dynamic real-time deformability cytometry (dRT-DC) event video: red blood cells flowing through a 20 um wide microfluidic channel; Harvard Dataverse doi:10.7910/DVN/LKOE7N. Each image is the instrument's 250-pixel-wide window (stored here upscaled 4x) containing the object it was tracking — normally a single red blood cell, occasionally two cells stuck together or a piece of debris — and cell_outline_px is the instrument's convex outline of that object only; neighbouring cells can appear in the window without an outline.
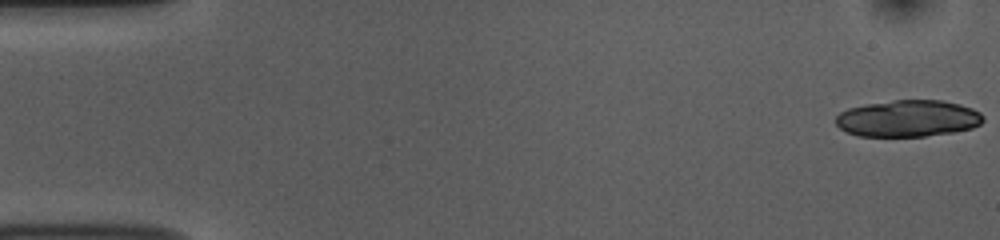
{"species": "common noctule bat (a hibernating species)", "species_latin": "Nyctalus noctula", "temperature_condition": "room temperature", "stored_images_in_passage": 20, "camera_frame_rate_fps": 3000, "um_per_image_px": 0.085, "animal": {"sex": "female", "body_mass_g": 10.0, "forearm_length_mm": 53.1}, "frame": {"image": 1, "passage_image": 1, "time_ms": 0.0, "image_size_px": [1000, 240], "cell_outline_px": [[984, 120], [980, 124], [972, 128], [952, 132], [924, 136], [860, 136], [848, 132], [840, 128], [836, 124], [836, 116], [840, 112], [848, 108], [864, 104], [892, 100], [944, 100], [960, 104], [972, 108], [980, 112], [984, 116]], "centroid_in_image_um": [77.19, 10.05], "position_along_channel_um": 7.8, "area_um2": 31.62}}